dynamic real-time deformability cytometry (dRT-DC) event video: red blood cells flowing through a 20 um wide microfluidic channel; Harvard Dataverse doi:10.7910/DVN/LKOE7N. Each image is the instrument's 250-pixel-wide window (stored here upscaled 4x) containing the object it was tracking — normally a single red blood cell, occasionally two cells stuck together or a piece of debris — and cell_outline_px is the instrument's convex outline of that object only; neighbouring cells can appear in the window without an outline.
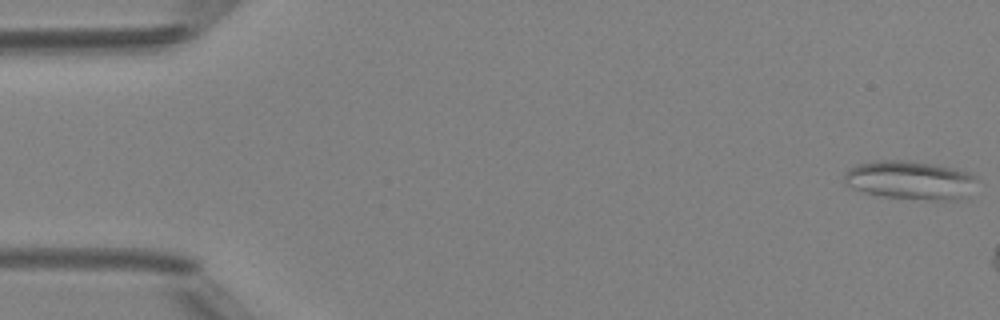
{"species": "Egyptian fruit bat (a non-hibernating species)", "species_latin": "Rousettus aegyptiacus", "temperature_condition": "room temperature", "stored_images_in_passage": 10, "camera_frame_rate_fps": 3000, "um_per_image_px": 0.085, "animal": {"sex": "female"}, "frame": {"image": 1, "passage_image": 1, "time_ms": 0.0, "image_size_px": [1000, 320], "cell_outline_px": [[976, 176], [968, 196], [952, 200], [932, 200], [884, 196], [864, 192], [852, 188], [844, 184], [844, 176], [848, 168], [856, 164], [880, 160], [908, 160], [936, 164], [956, 168], [968, 172]], "centroid_in_image_um": [77.34, 15.29], "position_along_channel_um": 7.7, "area_um2": 29.88}}